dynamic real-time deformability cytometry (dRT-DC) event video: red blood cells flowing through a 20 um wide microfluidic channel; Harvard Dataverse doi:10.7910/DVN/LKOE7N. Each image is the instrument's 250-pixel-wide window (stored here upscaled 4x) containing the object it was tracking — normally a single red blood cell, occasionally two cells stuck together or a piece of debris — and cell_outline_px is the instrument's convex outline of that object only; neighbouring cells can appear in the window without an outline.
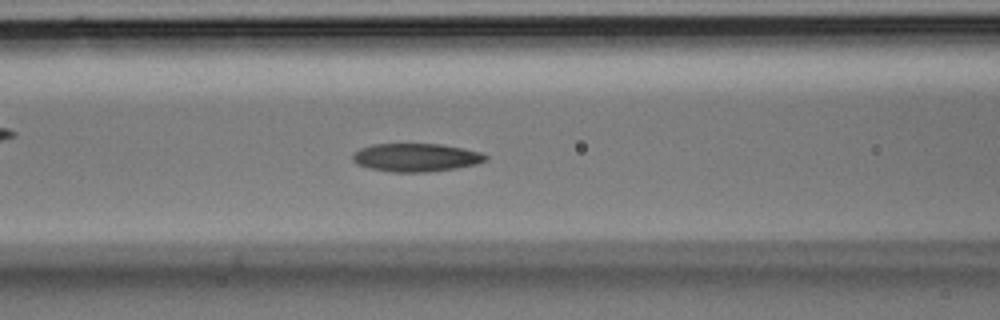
{"species": "Egyptian fruit bat (a non-hibernating species)", "species_latin": "Rousettus aegyptiacus", "temperature_condition": "room temperature", "stored_images_in_passage": 36, "camera_frame_rate_fps": 3000, "um_per_image_px": 0.085, "animal": {"sex": "male"}, "frame": {"image": 1, "passage_image": 14, "time_ms": 4.333, "image_size_px": [1000, 320], "cell_outline_px": [[488, 160], [476, 164], [456, 168], [428, 172], [392, 172], [372, 168], [356, 164], [352, 160], [352, 156], [360, 148], [372, 144], [440, 144], [464, 148], [480, 152], [488, 156]], "centroid_in_image_um": [35.38, 13.38], "position_along_channel_um": 131.2, "area_um2": 21.85}}
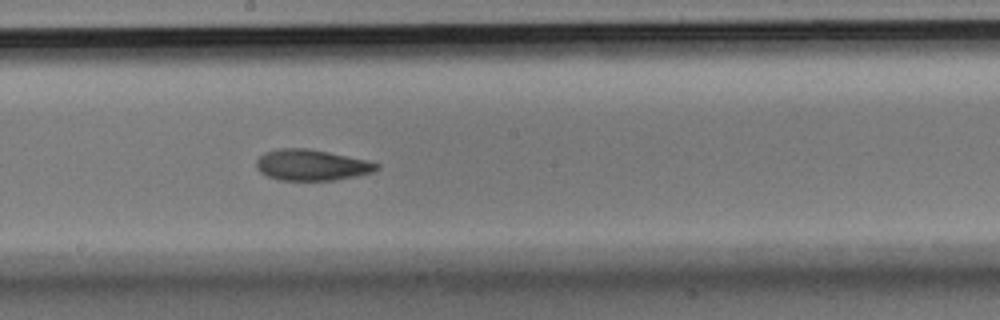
{"frame": {"image": 2, "passage_image": 19, "time_ms": 6.0, "image_size_px": [1000, 320], "cell_outline_px": [[380, 168], [372, 172], [332, 180], [280, 180], [268, 176], [260, 172], [256, 168], [256, 160], [264, 152], [280, 148], [308, 148], [368, 160], [380, 164]], "centroid_in_image_um": [26.46, 14.01], "position_along_channel_um": 221.7, "area_um2": 21.62}}
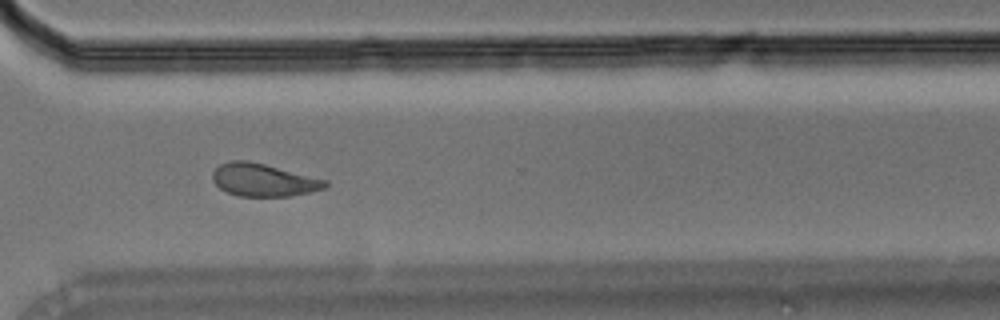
{"frame": {"image": 3, "passage_image": 26, "time_ms": 8.333, "image_size_px": [1000, 320], "cell_outline_px": [[328, 188], [288, 196], [240, 196], [228, 192], [220, 188], [212, 180], [212, 172], [220, 164], [232, 160], [248, 160], [328, 180]], "centroid_in_image_um": [22.4, 15.29], "position_along_channel_um": 348.2, "area_um2": 21.39}}